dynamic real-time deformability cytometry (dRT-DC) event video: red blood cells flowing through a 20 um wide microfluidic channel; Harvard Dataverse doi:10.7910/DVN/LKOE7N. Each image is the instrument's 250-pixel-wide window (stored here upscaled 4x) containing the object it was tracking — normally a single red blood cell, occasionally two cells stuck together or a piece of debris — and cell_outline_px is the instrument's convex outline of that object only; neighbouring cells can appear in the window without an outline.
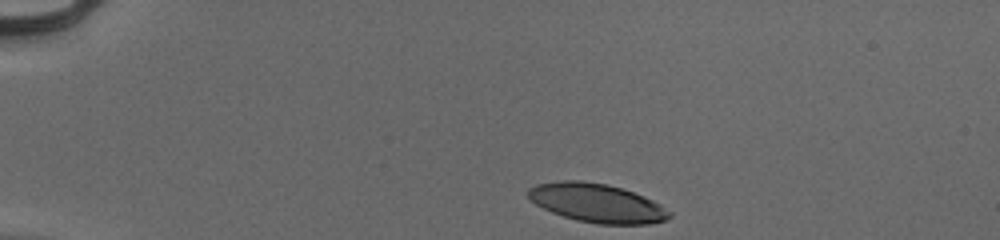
{"species": "human", "species_latin": "Homo sapiens", "temperature_condition": "cold", "stored_images_in_passage": 36, "camera_frame_rate_fps": 3000, "um_per_image_px": 0.085, "donor": {"sex": "male"}, "frame": {"image": 1, "passage_image": 1, "time_ms": 0.0, "image_size_px": [1000, 240], "cell_outline_px": [[672, 216], [664, 220], [648, 224], [596, 224], [576, 220], [552, 212], [528, 200], [528, 188], [536, 184], [560, 180], [580, 180], [608, 184], [644, 196], [660, 204], [672, 212]], "centroid_in_image_um": [50.72, 17.25], "position_along_channel_um": 34.3, "area_um2": 31.96}}
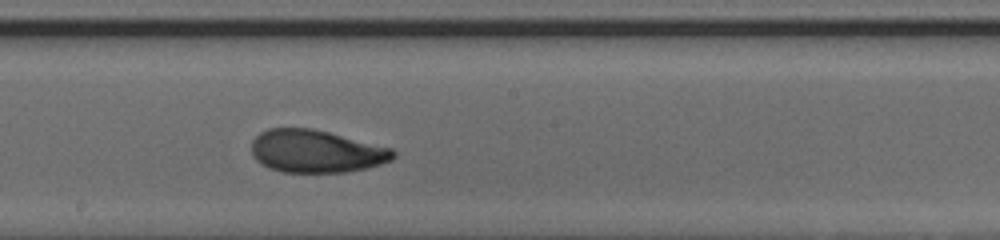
{"frame": {"image": 2, "passage_image": 21, "time_ms": 6.667, "image_size_px": [1000, 240], "cell_outline_px": [[396, 156], [392, 160], [368, 168], [344, 172], [280, 172], [268, 168], [260, 164], [252, 156], [252, 140], [260, 132], [268, 128], [312, 128], [392, 148], [396, 152]], "centroid_in_image_um": [26.85, 12.86], "position_along_channel_um": 221.4, "area_um2": 35.43}}
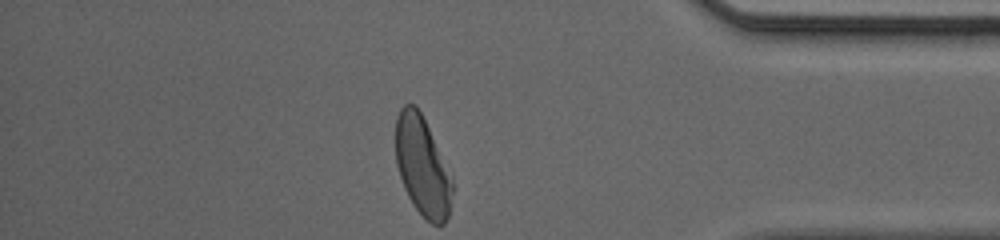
{"frame": {"image": 3, "passage_image": 36, "time_ms": 11.667, "image_size_px": [1000, 240], "cell_outline_px": [[452, 192], [448, 216], [444, 224], [432, 224], [412, 204], [404, 188], [396, 164], [396, 116], [400, 108], [404, 104], [416, 104], [452, 176]], "centroid_in_image_um": [35.89, 14.12], "position_along_channel_um": 399.3, "area_um2": 32.37}, "authors_computed_cell_mechanics": {"area_um2": 34.9401, "velocity_mm_per_s": 3.986, "shape_relaxation_time_tau1_ms": 3.4608, "shape_relaxation_time_tau2_ms": 1.3193, "deformation_change_tau1": 0.1844, "deformation_change_tau2": 0.0716}}